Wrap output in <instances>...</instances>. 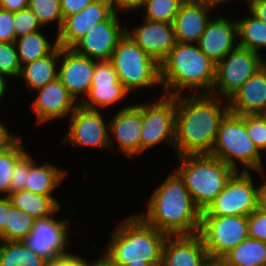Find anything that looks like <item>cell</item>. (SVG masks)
Segmentation results:
<instances>
[{"mask_svg": "<svg viewBox=\"0 0 266 266\" xmlns=\"http://www.w3.org/2000/svg\"><path fill=\"white\" fill-rule=\"evenodd\" d=\"M217 95L176 96L174 148L178 156L211 154L220 121L229 112Z\"/></svg>", "mask_w": 266, "mask_h": 266, "instance_id": "1", "label": "cell"}, {"mask_svg": "<svg viewBox=\"0 0 266 266\" xmlns=\"http://www.w3.org/2000/svg\"><path fill=\"white\" fill-rule=\"evenodd\" d=\"M153 192L147 213L139 214L147 224L167 236L199 233L202 212L175 171Z\"/></svg>", "mask_w": 266, "mask_h": 266, "instance_id": "2", "label": "cell"}, {"mask_svg": "<svg viewBox=\"0 0 266 266\" xmlns=\"http://www.w3.org/2000/svg\"><path fill=\"white\" fill-rule=\"evenodd\" d=\"M215 77L216 63L200 50L198 44L176 42L160 63V83L165 92L168 95V90L175 89L170 96L181 95L180 91L188 87L211 93Z\"/></svg>", "mask_w": 266, "mask_h": 266, "instance_id": "3", "label": "cell"}, {"mask_svg": "<svg viewBox=\"0 0 266 266\" xmlns=\"http://www.w3.org/2000/svg\"><path fill=\"white\" fill-rule=\"evenodd\" d=\"M167 235L147 224L139 215H130L116 226L104 255L117 266L129 263L161 264Z\"/></svg>", "mask_w": 266, "mask_h": 266, "instance_id": "4", "label": "cell"}, {"mask_svg": "<svg viewBox=\"0 0 266 266\" xmlns=\"http://www.w3.org/2000/svg\"><path fill=\"white\" fill-rule=\"evenodd\" d=\"M178 157L180 166L175 172L183 180L201 212L206 210L237 172L210 154Z\"/></svg>", "mask_w": 266, "mask_h": 266, "instance_id": "5", "label": "cell"}, {"mask_svg": "<svg viewBox=\"0 0 266 266\" xmlns=\"http://www.w3.org/2000/svg\"><path fill=\"white\" fill-rule=\"evenodd\" d=\"M261 152L251 141L246 129V115H236L228 112L220 121L216 139L211 150L212 156L223 161L235 170L238 159L248 172V167L262 172Z\"/></svg>", "mask_w": 266, "mask_h": 266, "instance_id": "6", "label": "cell"}, {"mask_svg": "<svg viewBox=\"0 0 266 266\" xmlns=\"http://www.w3.org/2000/svg\"><path fill=\"white\" fill-rule=\"evenodd\" d=\"M110 61L118 80L128 91L161 84L160 64L127 34L116 45Z\"/></svg>", "mask_w": 266, "mask_h": 266, "instance_id": "7", "label": "cell"}, {"mask_svg": "<svg viewBox=\"0 0 266 266\" xmlns=\"http://www.w3.org/2000/svg\"><path fill=\"white\" fill-rule=\"evenodd\" d=\"M208 257L222 258L248 238L247 216H201L199 233Z\"/></svg>", "mask_w": 266, "mask_h": 266, "instance_id": "8", "label": "cell"}, {"mask_svg": "<svg viewBox=\"0 0 266 266\" xmlns=\"http://www.w3.org/2000/svg\"><path fill=\"white\" fill-rule=\"evenodd\" d=\"M250 172L237 171L225 188L202 212V216H249L258 208V187L253 185Z\"/></svg>", "mask_w": 266, "mask_h": 266, "instance_id": "9", "label": "cell"}, {"mask_svg": "<svg viewBox=\"0 0 266 266\" xmlns=\"http://www.w3.org/2000/svg\"><path fill=\"white\" fill-rule=\"evenodd\" d=\"M266 63L259 53L237 45L216 64V77L211 94L229 99L234 92ZM215 89V90H214Z\"/></svg>", "mask_w": 266, "mask_h": 266, "instance_id": "10", "label": "cell"}, {"mask_svg": "<svg viewBox=\"0 0 266 266\" xmlns=\"http://www.w3.org/2000/svg\"><path fill=\"white\" fill-rule=\"evenodd\" d=\"M142 103L141 153L163 141L174 147L176 96Z\"/></svg>", "mask_w": 266, "mask_h": 266, "instance_id": "11", "label": "cell"}, {"mask_svg": "<svg viewBox=\"0 0 266 266\" xmlns=\"http://www.w3.org/2000/svg\"><path fill=\"white\" fill-rule=\"evenodd\" d=\"M67 220H56L53 217L35 219L32 231L22 240L37 255L45 260L65 257L68 244Z\"/></svg>", "mask_w": 266, "mask_h": 266, "instance_id": "12", "label": "cell"}, {"mask_svg": "<svg viewBox=\"0 0 266 266\" xmlns=\"http://www.w3.org/2000/svg\"><path fill=\"white\" fill-rule=\"evenodd\" d=\"M70 127L64 141L77 146H91L96 149L101 147L112 148L109 135V125H106L99 110H91L80 104L71 114Z\"/></svg>", "mask_w": 266, "mask_h": 266, "instance_id": "13", "label": "cell"}, {"mask_svg": "<svg viewBox=\"0 0 266 266\" xmlns=\"http://www.w3.org/2000/svg\"><path fill=\"white\" fill-rule=\"evenodd\" d=\"M119 17L113 13L106 21L100 22L81 38L72 49L83 56L97 61L110 60L118 42L126 34L119 24Z\"/></svg>", "mask_w": 266, "mask_h": 266, "instance_id": "14", "label": "cell"}, {"mask_svg": "<svg viewBox=\"0 0 266 266\" xmlns=\"http://www.w3.org/2000/svg\"><path fill=\"white\" fill-rule=\"evenodd\" d=\"M129 91L118 80L117 73L110 60L95 61L91 87L87 99H81L79 104L87 109L100 110L98 107H108L118 103Z\"/></svg>", "mask_w": 266, "mask_h": 266, "instance_id": "15", "label": "cell"}, {"mask_svg": "<svg viewBox=\"0 0 266 266\" xmlns=\"http://www.w3.org/2000/svg\"><path fill=\"white\" fill-rule=\"evenodd\" d=\"M113 14L106 0H96L80 12L63 18L56 41L62 48H72L92 28Z\"/></svg>", "mask_w": 266, "mask_h": 266, "instance_id": "16", "label": "cell"}, {"mask_svg": "<svg viewBox=\"0 0 266 266\" xmlns=\"http://www.w3.org/2000/svg\"><path fill=\"white\" fill-rule=\"evenodd\" d=\"M35 91H38L39 95L31 105L39 124L70 116L79 105L59 78Z\"/></svg>", "mask_w": 266, "mask_h": 266, "instance_id": "17", "label": "cell"}, {"mask_svg": "<svg viewBox=\"0 0 266 266\" xmlns=\"http://www.w3.org/2000/svg\"><path fill=\"white\" fill-rule=\"evenodd\" d=\"M144 20L141 27L126 30V34L160 64L176 44L173 24Z\"/></svg>", "mask_w": 266, "mask_h": 266, "instance_id": "18", "label": "cell"}, {"mask_svg": "<svg viewBox=\"0 0 266 266\" xmlns=\"http://www.w3.org/2000/svg\"><path fill=\"white\" fill-rule=\"evenodd\" d=\"M61 66L58 70V78L77 101L80 94H88L93 70L94 59L76 53L72 48L60 47Z\"/></svg>", "mask_w": 266, "mask_h": 266, "instance_id": "19", "label": "cell"}, {"mask_svg": "<svg viewBox=\"0 0 266 266\" xmlns=\"http://www.w3.org/2000/svg\"><path fill=\"white\" fill-rule=\"evenodd\" d=\"M208 258L199 234L167 236L160 266H205Z\"/></svg>", "mask_w": 266, "mask_h": 266, "instance_id": "20", "label": "cell"}, {"mask_svg": "<svg viewBox=\"0 0 266 266\" xmlns=\"http://www.w3.org/2000/svg\"><path fill=\"white\" fill-rule=\"evenodd\" d=\"M109 132L115 135L119 149L126 156L141 153L142 104L127 106L116 113L108 123Z\"/></svg>", "mask_w": 266, "mask_h": 266, "instance_id": "21", "label": "cell"}, {"mask_svg": "<svg viewBox=\"0 0 266 266\" xmlns=\"http://www.w3.org/2000/svg\"><path fill=\"white\" fill-rule=\"evenodd\" d=\"M229 112L236 115L261 114L266 108V63L228 99Z\"/></svg>", "mask_w": 266, "mask_h": 266, "instance_id": "22", "label": "cell"}, {"mask_svg": "<svg viewBox=\"0 0 266 266\" xmlns=\"http://www.w3.org/2000/svg\"><path fill=\"white\" fill-rule=\"evenodd\" d=\"M235 36H238L237 22L218 17L208 22L197 44L200 50L217 64L238 45L234 43Z\"/></svg>", "mask_w": 266, "mask_h": 266, "instance_id": "23", "label": "cell"}, {"mask_svg": "<svg viewBox=\"0 0 266 266\" xmlns=\"http://www.w3.org/2000/svg\"><path fill=\"white\" fill-rule=\"evenodd\" d=\"M210 9L209 6L185 0L172 23L176 42L198 43L210 21L207 17Z\"/></svg>", "mask_w": 266, "mask_h": 266, "instance_id": "24", "label": "cell"}, {"mask_svg": "<svg viewBox=\"0 0 266 266\" xmlns=\"http://www.w3.org/2000/svg\"><path fill=\"white\" fill-rule=\"evenodd\" d=\"M60 59V46L51 54L23 64L19 77L24 79L26 86L32 90L44 87L58 78L57 62Z\"/></svg>", "mask_w": 266, "mask_h": 266, "instance_id": "25", "label": "cell"}, {"mask_svg": "<svg viewBox=\"0 0 266 266\" xmlns=\"http://www.w3.org/2000/svg\"><path fill=\"white\" fill-rule=\"evenodd\" d=\"M11 206L27 213L34 219L51 216L59 210L60 204L53 196H44L28 190H19L7 195Z\"/></svg>", "mask_w": 266, "mask_h": 266, "instance_id": "26", "label": "cell"}, {"mask_svg": "<svg viewBox=\"0 0 266 266\" xmlns=\"http://www.w3.org/2000/svg\"><path fill=\"white\" fill-rule=\"evenodd\" d=\"M34 163L30 156V170L26 179L25 190L44 196H52L53 190L61 183L66 172L49 163L40 166H36Z\"/></svg>", "mask_w": 266, "mask_h": 266, "instance_id": "27", "label": "cell"}, {"mask_svg": "<svg viewBox=\"0 0 266 266\" xmlns=\"http://www.w3.org/2000/svg\"><path fill=\"white\" fill-rule=\"evenodd\" d=\"M222 258L232 266H265L266 243L248 237Z\"/></svg>", "mask_w": 266, "mask_h": 266, "instance_id": "28", "label": "cell"}, {"mask_svg": "<svg viewBox=\"0 0 266 266\" xmlns=\"http://www.w3.org/2000/svg\"><path fill=\"white\" fill-rule=\"evenodd\" d=\"M40 32L36 31L16 38L14 44L21 66L51 54L58 47L57 41L54 45L49 43Z\"/></svg>", "mask_w": 266, "mask_h": 266, "instance_id": "29", "label": "cell"}, {"mask_svg": "<svg viewBox=\"0 0 266 266\" xmlns=\"http://www.w3.org/2000/svg\"><path fill=\"white\" fill-rule=\"evenodd\" d=\"M0 242V266H45L47 262L23 241Z\"/></svg>", "mask_w": 266, "mask_h": 266, "instance_id": "30", "label": "cell"}, {"mask_svg": "<svg viewBox=\"0 0 266 266\" xmlns=\"http://www.w3.org/2000/svg\"><path fill=\"white\" fill-rule=\"evenodd\" d=\"M251 17L238 20L237 35L240 41L239 46L259 53L258 48L266 47V23L255 17L251 12Z\"/></svg>", "mask_w": 266, "mask_h": 266, "instance_id": "31", "label": "cell"}, {"mask_svg": "<svg viewBox=\"0 0 266 266\" xmlns=\"http://www.w3.org/2000/svg\"><path fill=\"white\" fill-rule=\"evenodd\" d=\"M34 220L27 213L11 206L0 241H22L32 231Z\"/></svg>", "mask_w": 266, "mask_h": 266, "instance_id": "32", "label": "cell"}, {"mask_svg": "<svg viewBox=\"0 0 266 266\" xmlns=\"http://www.w3.org/2000/svg\"><path fill=\"white\" fill-rule=\"evenodd\" d=\"M20 138L9 150L0 153V192L10 193V179L15 165L27 154Z\"/></svg>", "mask_w": 266, "mask_h": 266, "instance_id": "33", "label": "cell"}, {"mask_svg": "<svg viewBox=\"0 0 266 266\" xmlns=\"http://www.w3.org/2000/svg\"><path fill=\"white\" fill-rule=\"evenodd\" d=\"M185 0H145V18L150 21L167 22L172 24Z\"/></svg>", "mask_w": 266, "mask_h": 266, "instance_id": "34", "label": "cell"}, {"mask_svg": "<svg viewBox=\"0 0 266 266\" xmlns=\"http://www.w3.org/2000/svg\"><path fill=\"white\" fill-rule=\"evenodd\" d=\"M28 8L35 13L42 26L57 20L60 30L63 23L60 0H28Z\"/></svg>", "mask_w": 266, "mask_h": 266, "instance_id": "35", "label": "cell"}, {"mask_svg": "<svg viewBox=\"0 0 266 266\" xmlns=\"http://www.w3.org/2000/svg\"><path fill=\"white\" fill-rule=\"evenodd\" d=\"M21 64L14 42H0V76L19 77Z\"/></svg>", "mask_w": 266, "mask_h": 266, "instance_id": "36", "label": "cell"}, {"mask_svg": "<svg viewBox=\"0 0 266 266\" xmlns=\"http://www.w3.org/2000/svg\"><path fill=\"white\" fill-rule=\"evenodd\" d=\"M13 24L16 38L39 31L38 28L42 26L28 7L13 13Z\"/></svg>", "mask_w": 266, "mask_h": 266, "instance_id": "37", "label": "cell"}, {"mask_svg": "<svg viewBox=\"0 0 266 266\" xmlns=\"http://www.w3.org/2000/svg\"><path fill=\"white\" fill-rule=\"evenodd\" d=\"M248 135L259 151L266 149V119L261 114L246 115Z\"/></svg>", "mask_w": 266, "mask_h": 266, "instance_id": "38", "label": "cell"}, {"mask_svg": "<svg viewBox=\"0 0 266 266\" xmlns=\"http://www.w3.org/2000/svg\"><path fill=\"white\" fill-rule=\"evenodd\" d=\"M248 237L266 243V211L259 207L248 216Z\"/></svg>", "mask_w": 266, "mask_h": 266, "instance_id": "39", "label": "cell"}, {"mask_svg": "<svg viewBox=\"0 0 266 266\" xmlns=\"http://www.w3.org/2000/svg\"><path fill=\"white\" fill-rule=\"evenodd\" d=\"M30 170V156L27 153L16 165L10 179V193L25 189Z\"/></svg>", "mask_w": 266, "mask_h": 266, "instance_id": "40", "label": "cell"}, {"mask_svg": "<svg viewBox=\"0 0 266 266\" xmlns=\"http://www.w3.org/2000/svg\"><path fill=\"white\" fill-rule=\"evenodd\" d=\"M16 34L13 24V12L0 7V42H15Z\"/></svg>", "mask_w": 266, "mask_h": 266, "instance_id": "41", "label": "cell"}, {"mask_svg": "<svg viewBox=\"0 0 266 266\" xmlns=\"http://www.w3.org/2000/svg\"><path fill=\"white\" fill-rule=\"evenodd\" d=\"M96 0H60L63 18L76 14Z\"/></svg>", "mask_w": 266, "mask_h": 266, "instance_id": "42", "label": "cell"}, {"mask_svg": "<svg viewBox=\"0 0 266 266\" xmlns=\"http://www.w3.org/2000/svg\"><path fill=\"white\" fill-rule=\"evenodd\" d=\"M45 266H89V263L80 256L71 253L65 257L47 261Z\"/></svg>", "mask_w": 266, "mask_h": 266, "instance_id": "43", "label": "cell"}, {"mask_svg": "<svg viewBox=\"0 0 266 266\" xmlns=\"http://www.w3.org/2000/svg\"><path fill=\"white\" fill-rule=\"evenodd\" d=\"M113 13L117 14L118 10H135L143 7L145 0H106Z\"/></svg>", "mask_w": 266, "mask_h": 266, "instance_id": "44", "label": "cell"}, {"mask_svg": "<svg viewBox=\"0 0 266 266\" xmlns=\"http://www.w3.org/2000/svg\"><path fill=\"white\" fill-rule=\"evenodd\" d=\"M20 137L13 136L8 132L6 127L0 123V153L9 150Z\"/></svg>", "mask_w": 266, "mask_h": 266, "instance_id": "45", "label": "cell"}, {"mask_svg": "<svg viewBox=\"0 0 266 266\" xmlns=\"http://www.w3.org/2000/svg\"><path fill=\"white\" fill-rule=\"evenodd\" d=\"M249 11L258 19L266 23V0H247Z\"/></svg>", "mask_w": 266, "mask_h": 266, "instance_id": "46", "label": "cell"}, {"mask_svg": "<svg viewBox=\"0 0 266 266\" xmlns=\"http://www.w3.org/2000/svg\"><path fill=\"white\" fill-rule=\"evenodd\" d=\"M11 203L7 196L0 197V235L5 231Z\"/></svg>", "mask_w": 266, "mask_h": 266, "instance_id": "47", "label": "cell"}, {"mask_svg": "<svg viewBox=\"0 0 266 266\" xmlns=\"http://www.w3.org/2000/svg\"><path fill=\"white\" fill-rule=\"evenodd\" d=\"M0 7L14 13L27 8L28 0H0Z\"/></svg>", "mask_w": 266, "mask_h": 266, "instance_id": "48", "label": "cell"}, {"mask_svg": "<svg viewBox=\"0 0 266 266\" xmlns=\"http://www.w3.org/2000/svg\"><path fill=\"white\" fill-rule=\"evenodd\" d=\"M258 207L266 211V182L258 186Z\"/></svg>", "mask_w": 266, "mask_h": 266, "instance_id": "49", "label": "cell"}, {"mask_svg": "<svg viewBox=\"0 0 266 266\" xmlns=\"http://www.w3.org/2000/svg\"><path fill=\"white\" fill-rule=\"evenodd\" d=\"M193 3L209 6L211 8L217 7V5L227 2L229 0H187Z\"/></svg>", "mask_w": 266, "mask_h": 266, "instance_id": "50", "label": "cell"}, {"mask_svg": "<svg viewBox=\"0 0 266 266\" xmlns=\"http://www.w3.org/2000/svg\"><path fill=\"white\" fill-rule=\"evenodd\" d=\"M205 266H232L228 264L223 258L208 257Z\"/></svg>", "mask_w": 266, "mask_h": 266, "instance_id": "51", "label": "cell"}, {"mask_svg": "<svg viewBox=\"0 0 266 266\" xmlns=\"http://www.w3.org/2000/svg\"><path fill=\"white\" fill-rule=\"evenodd\" d=\"M99 258L96 261L94 260V262L91 265L89 264V266H117L116 264L112 263L105 255Z\"/></svg>", "mask_w": 266, "mask_h": 266, "instance_id": "52", "label": "cell"}, {"mask_svg": "<svg viewBox=\"0 0 266 266\" xmlns=\"http://www.w3.org/2000/svg\"><path fill=\"white\" fill-rule=\"evenodd\" d=\"M6 90V79L3 76H0V99L3 97Z\"/></svg>", "mask_w": 266, "mask_h": 266, "instance_id": "53", "label": "cell"}, {"mask_svg": "<svg viewBox=\"0 0 266 266\" xmlns=\"http://www.w3.org/2000/svg\"><path fill=\"white\" fill-rule=\"evenodd\" d=\"M160 265L161 264L146 263L141 261V263H129L123 266H160Z\"/></svg>", "mask_w": 266, "mask_h": 266, "instance_id": "54", "label": "cell"}, {"mask_svg": "<svg viewBox=\"0 0 266 266\" xmlns=\"http://www.w3.org/2000/svg\"><path fill=\"white\" fill-rule=\"evenodd\" d=\"M261 115L266 119V108H265V110L261 113Z\"/></svg>", "mask_w": 266, "mask_h": 266, "instance_id": "55", "label": "cell"}]
</instances>
